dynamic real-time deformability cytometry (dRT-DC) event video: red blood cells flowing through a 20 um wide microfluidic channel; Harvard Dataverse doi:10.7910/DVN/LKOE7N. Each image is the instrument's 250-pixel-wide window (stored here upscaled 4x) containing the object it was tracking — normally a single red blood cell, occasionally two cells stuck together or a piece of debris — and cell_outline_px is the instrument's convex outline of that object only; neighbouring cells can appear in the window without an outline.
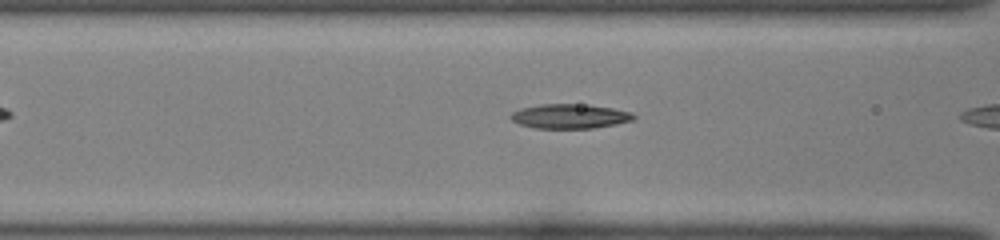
{"species": "common noctule bat (a hibernating species)", "species_latin": "Nyctalus noctula", "temperature_condition": "room temperature", "stored_images_in_passage": 5, "camera_frame_rate_fps": 3000, "um_per_image_px": 0.085, "animal": {"sex": "female", "body_mass_g": 22.0, "forearm_length_mm": 56.7}, "frame": {"image": 1, "passage_image": 4, "time_ms": 1.0, "image_size_px": [1000, 240], "cell_outline_px": [[636, 116], [632, 120], [616, 124], [592, 128], [536, 128], [520, 124], [512, 120], [508, 116], [512, 112], [520, 108], [540, 104], [588, 104], [612, 108], [632, 112]], "centroid_in_image_um": [48.42, 9.87], "position_along_channel_um": 118.2, "area_um2": 17.57}}